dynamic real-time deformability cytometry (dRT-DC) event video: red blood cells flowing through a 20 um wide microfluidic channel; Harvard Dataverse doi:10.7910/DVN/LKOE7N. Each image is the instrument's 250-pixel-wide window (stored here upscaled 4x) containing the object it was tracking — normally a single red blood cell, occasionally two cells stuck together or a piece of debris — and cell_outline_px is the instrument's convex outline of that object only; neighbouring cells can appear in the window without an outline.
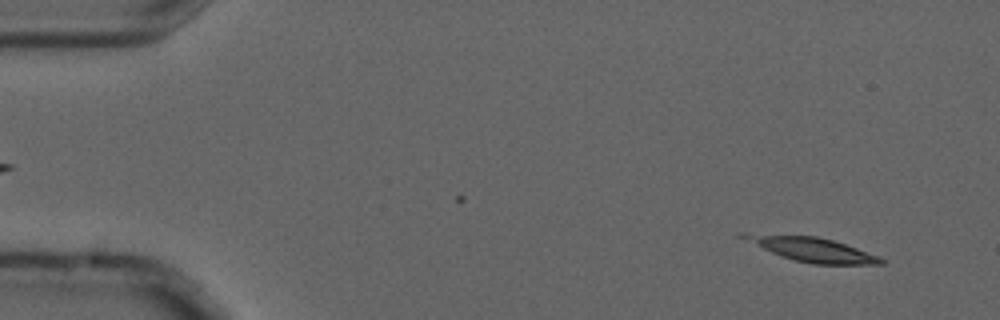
{"species": "common noctule bat (a hibernating species)", "species_latin": "Nyctalus noctula", "temperature_condition": "cold", "stored_images_in_passage": 7, "camera_frame_rate_fps": 3000, "um_per_image_px": 0.085, "animal": {"sex": "male", "forearm_length_mm": 52.5}, "frame": {"image": 1, "passage_image": 1, "time_ms": 0.0, "image_size_px": [1000, 320], "cell_outline_px": [[888, 260], [884, 264], [812, 264], [780, 256], [736, 236], [736, 232], [744, 232], [816, 236], [832, 240], [880, 256]], "centroid_in_image_um": [68.95, 21.17], "position_along_channel_um": 16.0, "area_um2": 19.65}}
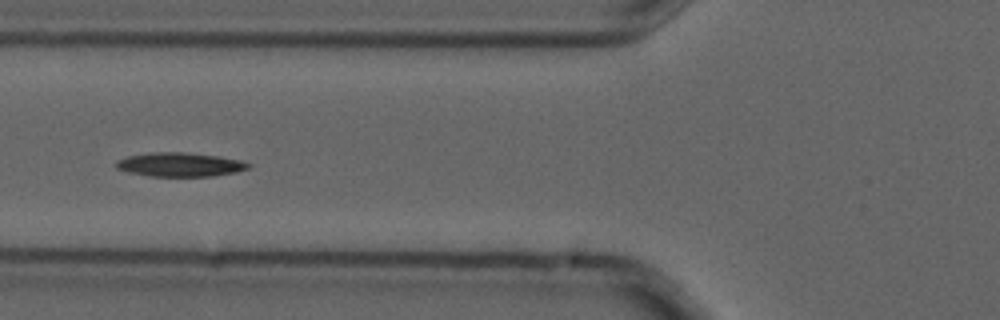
{"frame": {"image": 2, "passage_image": 5, "time_ms": 1.333, "image_size_px": [1000, 320], "cell_outline_px": [[252, 164], [248, 168], [236, 172], [212, 176], [152, 176], [128, 172], [116, 168], [116, 160], [128, 156], [152, 152], [184, 152], [216, 156], [240, 160]], "centroid_in_image_um": [15.28, 13.99], "position_along_channel_um": 110.5, "area_um2": 18.32}}
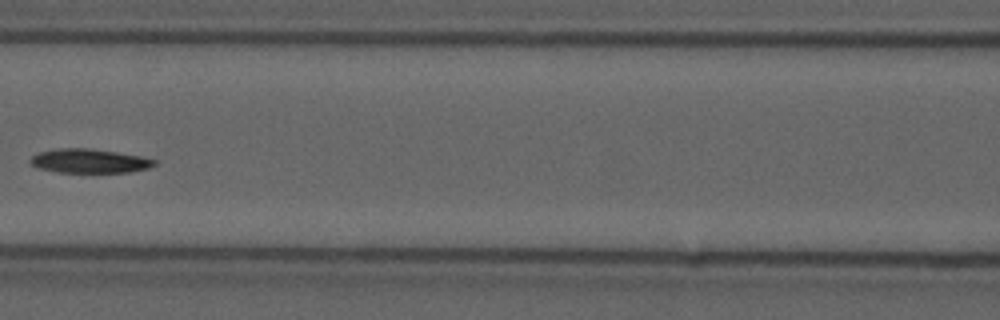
{"frame": {"image": 3, "passage_image": 6, "time_ms": 1.667, "image_size_px": [1000, 320], "cell_outline_px": [[156, 164], [148, 168], [128, 172], [56, 172], [36, 168], [28, 160], [32, 156], [40, 152], [56, 148], [88, 148], [116, 152], [140, 156], [156, 160]], "centroid_in_image_um": [7.55, 13.68], "position_along_channel_um": 159.0, "area_um2": 17.34}}